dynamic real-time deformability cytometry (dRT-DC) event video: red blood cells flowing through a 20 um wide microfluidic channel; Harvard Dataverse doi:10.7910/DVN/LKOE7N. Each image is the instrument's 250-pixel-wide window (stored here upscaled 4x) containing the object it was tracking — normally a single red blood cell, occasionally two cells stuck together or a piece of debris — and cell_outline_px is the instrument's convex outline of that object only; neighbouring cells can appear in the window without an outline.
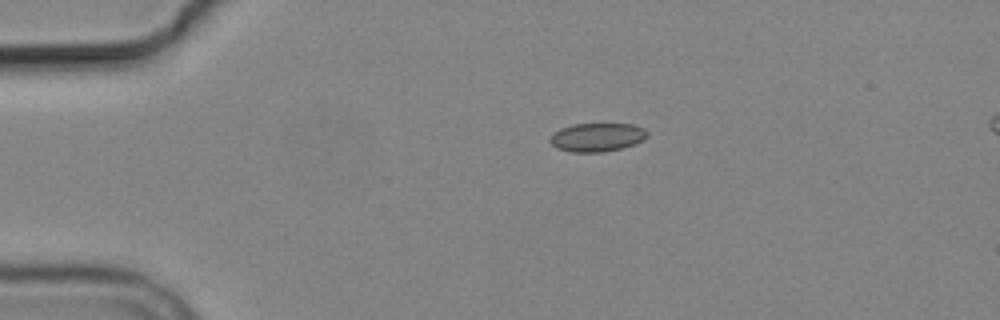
{"species": "common noctule bat (a hibernating species)", "species_latin": "Nyctalus noctula", "temperature_condition": "cold", "stored_images_in_passage": 6, "camera_frame_rate_fps": 3000, "um_per_image_px": 0.085, "animal": {"sex": "male", "body_mass_g": 19.2, "forearm_length_mm": 51.8}, "frame": {"image": 1, "passage_image": 1, "time_ms": 0.0, "image_size_px": [1000, 320], "cell_outline_px": [[648, 136], [644, 140], [636, 144], [604, 152], [572, 152], [556, 148], [548, 140], [560, 128], [572, 124], [632, 124], [644, 128], [648, 132]], "centroid_in_image_um": [50.78, 11.67], "position_along_channel_um": 34.2, "area_um2": 16.24}}
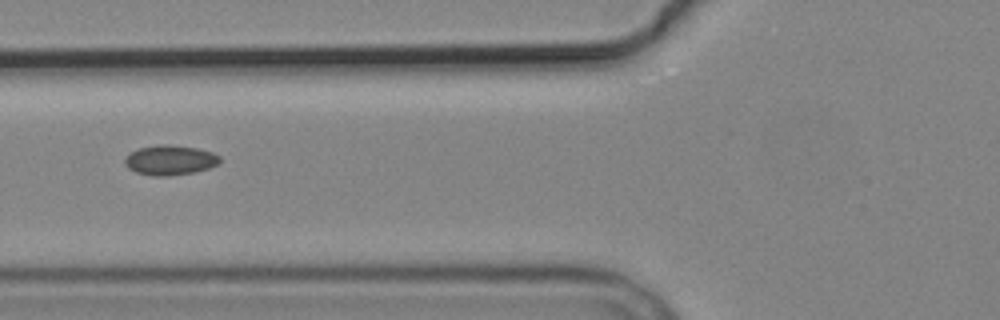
{"frame": {"image": 2, "passage_image": 4, "time_ms": 3.333, "image_size_px": [1000, 320], "cell_outline_px": [[220, 160], [216, 164], [208, 168], [192, 172], [168, 176], [152, 176], [136, 172], [128, 168], [124, 164], [124, 160], [132, 152], [140, 148], [160, 144], [164, 144], [196, 148], [212, 152], [220, 156]], "centroid_in_image_um": [14.43, 13.61], "position_along_channel_um": 111.4, "area_um2": 16.24}}
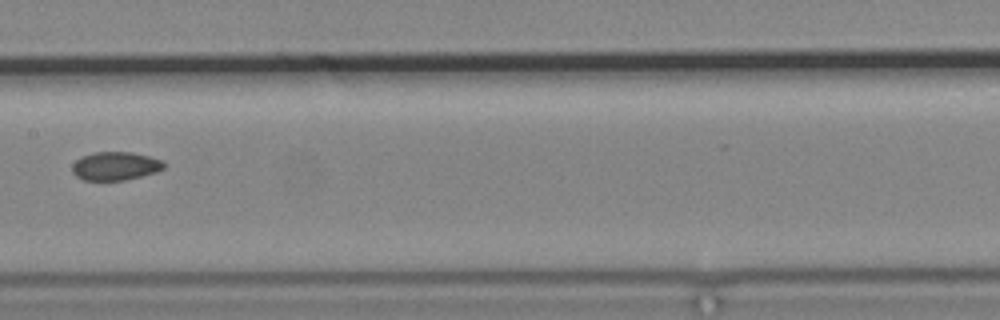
{"frame": {"image": 3, "passage_image": 6, "time_ms": 5.667, "image_size_px": [1000, 320], "cell_outline_px": [[168, 164], [164, 168], [156, 172], [124, 180], [84, 180], [76, 176], [72, 172], [72, 164], [76, 160], [92, 152], [132, 152], [164, 160]], "centroid_in_image_um": [9.84, 14.1], "position_along_channel_um": 197.6, "area_um2": 15.26}}